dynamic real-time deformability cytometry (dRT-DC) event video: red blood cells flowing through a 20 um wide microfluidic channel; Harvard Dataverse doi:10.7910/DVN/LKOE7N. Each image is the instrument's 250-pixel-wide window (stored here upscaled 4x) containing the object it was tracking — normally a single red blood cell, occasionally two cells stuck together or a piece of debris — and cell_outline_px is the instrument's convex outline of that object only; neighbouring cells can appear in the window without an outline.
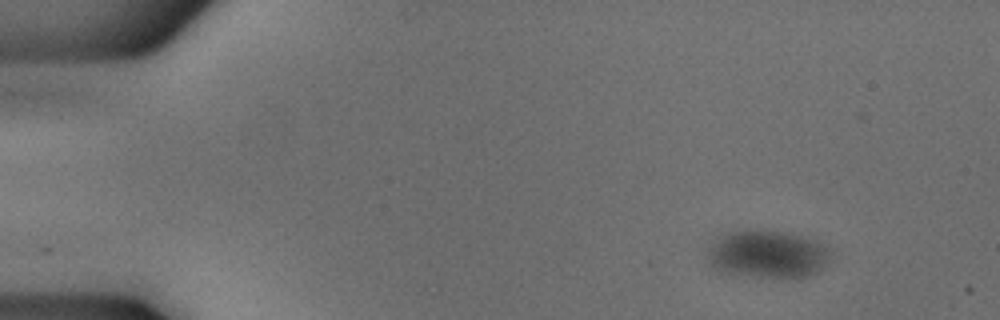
{"species": "common noctule bat (a hibernating species)", "species_latin": "Nyctalus noctula", "temperature_condition": "cold", "stored_images_in_passage": 49, "camera_frame_rate_fps": 3000, "um_per_image_px": 0.085, "animal": {"sex": "male", "body_mass_g": 18.8}, "frame": {"image": 1, "passage_image": 1, "time_ms": 0.0, "image_size_px": [1000, 320], "cell_outline_px": [[832, 256], [828, 264], [812, 276], [796, 280], [788, 280], [724, 272], [712, 268], [708, 260], [708, 248], [716, 236], [728, 232], [748, 228], [788, 232], [824, 244], [828, 248]], "centroid_in_image_um": [65.26, 21.62], "position_along_channel_um": 19.7, "area_um2": 35.43}}
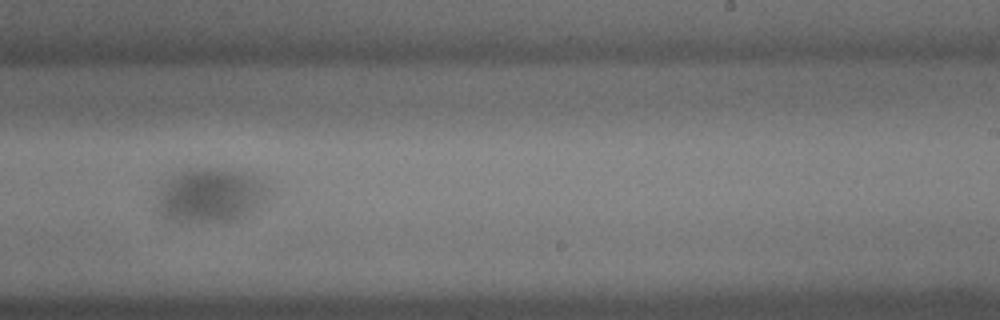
{"frame": {"image": 2, "passage_image": 29, "time_ms": 9.333, "image_size_px": [1000, 320], "cell_outline_px": [[272, 192], [268, 200], [244, 216], [236, 220], [200, 224], [188, 224], [168, 220], [160, 216], [156, 208], [156, 200], [160, 184], [176, 172], [188, 168], [212, 168], [248, 172], [264, 180], [272, 188]], "centroid_in_image_um": [17.88, 16.62], "position_along_channel_um": 271.1, "area_um2": 37.11}}
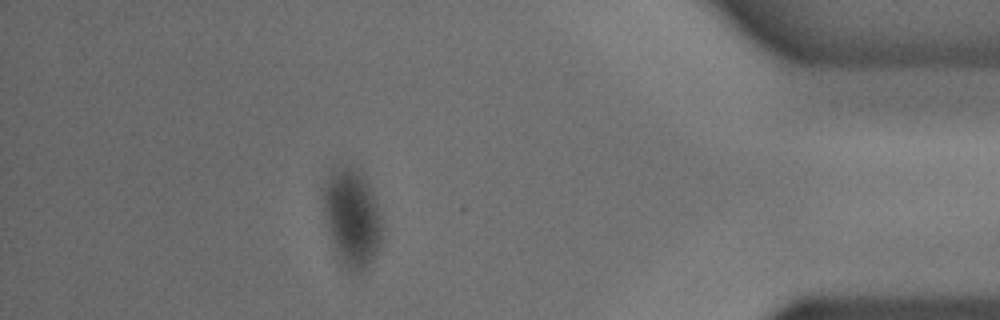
{"frame": {"image": 3, "passage_image": 43, "time_ms": 14.0, "image_size_px": [1000, 320], "cell_outline_px": [[380, 244], [376, 256], [368, 268], [360, 272], [348, 272], [332, 240], [324, 212], [324, 180], [332, 164], [348, 164], [360, 168], [372, 188], [380, 216]], "centroid_in_image_um": [29.92, 18.38], "position_along_channel_um": 405.3, "area_um2": 33.81}}